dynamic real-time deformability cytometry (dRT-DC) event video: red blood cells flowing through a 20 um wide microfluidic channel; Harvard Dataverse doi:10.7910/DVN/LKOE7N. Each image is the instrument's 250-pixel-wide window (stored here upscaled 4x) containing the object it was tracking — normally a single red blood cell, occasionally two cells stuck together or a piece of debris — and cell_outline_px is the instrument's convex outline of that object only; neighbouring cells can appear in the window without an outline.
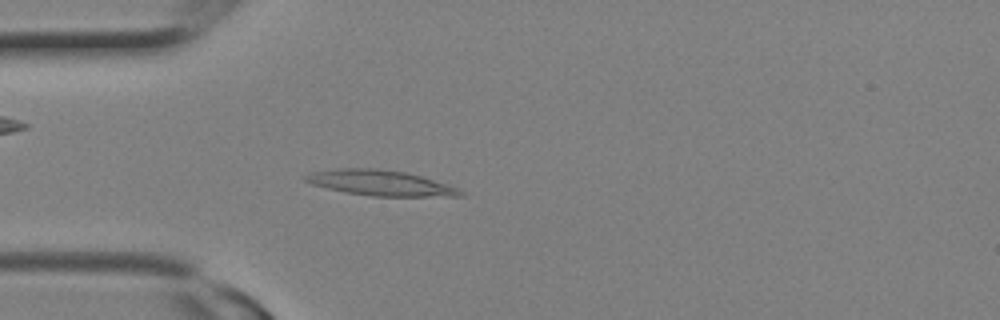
{"species": "Egyptian fruit bat (a non-hibernating species)", "species_latin": "Rousettus aegyptiacus", "temperature_condition": "room temperature", "stored_images_in_passage": 5, "camera_frame_rate_fps": 3000, "um_per_image_px": 0.085, "animal": {"sex": "female"}, "frame": {"image": 1, "passage_image": 3, "time_ms": 0.667, "image_size_px": [1000, 320], "cell_outline_px": [[464, 196], [372, 196], [344, 192], [312, 184], [304, 180], [304, 176], [312, 172], [340, 168], [372, 168], [404, 172], [420, 176], [448, 184], [464, 192]], "centroid_in_image_um": [32.33, 15.55], "position_along_channel_um": 52.7, "area_um2": 22.66}}
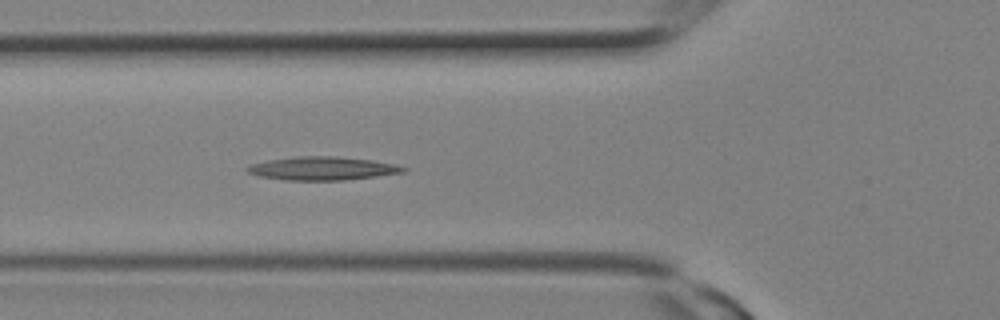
{"frame": {"image": 2, "passage_image": 5, "time_ms": 1.333, "image_size_px": [1000, 320], "cell_outline_px": [[408, 168], [404, 172], [376, 176], [340, 180], [288, 180], [260, 176], [248, 172], [244, 168], [248, 164], [268, 160], [296, 156], [336, 156], [372, 160], [396, 164]], "centroid_in_image_um": [27.38, 14.3], "position_along_channel_um": 98.4, "area_um2": 21.21}}